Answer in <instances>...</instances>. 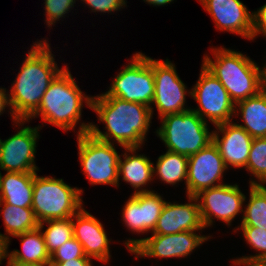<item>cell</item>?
Segmentation results:
<instances>
[{
    "label": "cell",
    "mask_w": 266,
    "mask_h": 266,
    "mask_svg": "<svg viewBox=\"0 0 266 266\" xmlns=\"http://www.w3.org/2000/svg\"><path fill=\"white\" fill-rule=\"evenodd\" d=\"M91 110L97 114L99 123L105 125L103 130L106 131L102 132L99 126L92 122L83 121L77 129V135L90 133L99 140L117 143L122 149L142 148V145H145L153 119L150 107L108 96L104 92L92 97Z\"/></svg>",
    "instance_id": "1"
},
{
    "label": "cell",
    "mask_w": 266,
    "mask_h": 266,
    "mask_svg": "<svg viewBox=\"0 0 266 266\" xmlns=\"http://www.w3.org/2000/svg\"><path fill=\"white\" fill-rule=\"evenodd\" d=\"M49 42L45 38L33 42L12 81L8 95L17 120H28L38 110L49 84L68 66L57 65Z\"/></svg>",
    "instance_id": "2"
},
{
    "label": "cell",
    "mask_w": 266,
    "mask_h": 266,
    "mask_svg": "<svg viewBox=\"0 0 266 266\" xmlns=\"http://www.w3.org/2000/svg\"><path fill=\"white\" fill-rule=\"evenodd\" d=\"M210 52L212 58L205 53L202 65L221 82L235 104L264 89V67L249 56L224 46L211 47Z\"/></svg>",
    "instance_id": "3"
},
{
    "label": "cell",
    "mask_w": 266,
    "mask_h": 266,
    "mask_svg": "<svg viewBox=\"0 0 266 266\" xmlns=\"http://www.w3.org/2000/svg\"><path fill=\"white\" fill-rule=\"evenodd\" d=\"M92 97L81 91L66 66L49 84L38 110L27 121L40 116L45 124L47 122L65 133L70 130L76 133L75 127L81 121L82 109L85 105L91 109Z\"/></svg>",
    "instance_id": "4"
},
{
    "label": "cell",
    "mask_w": 266,
    "mask_h": 266,
    "mask_svg": "<svg viewBox=\"0 0 266 266\" xmlns=\"http://www.w3.org/2000/svg\"><path fill=\"white\" fill-rule=\"evenodd\" d=\"M83 189L61 178L34 174L32 210L38 222L73 217L83 207Z\"/></svg>",
    "instance_id": "5"
},
{
    "label": "cell",
    "mask_w": 266,
    "mask_h": 266,
    "mask_svg": "<svg viewBox=\"0 0 266 266\" xmlns=\"http://www.w3.org/2000/svg\"><path fill=\"white\" fill-rule=\"evenodd\" d=\"M160 120L155 133L167 151L190 157L213 141V130L210 131L209 124L192 109Z\"/></svg>",
    "instance_id": "6"
},
{
    "label": "cell",
    "mask_w": 266,
    "mask_h": 266,
    "mask_svg": "<svg viewBox=\"0 0 266 266\" xmlns=\"http://www.w3.org/2000/svg\"><path fill=\"white\" fill-rule=\"evenodd\" d=\"M82 172L91 185L120 186L119 159L115 144L99 140L90 133L76 135Z\"/></svg>",
    "instance_id": "7"
},
{
    "label": "cell",
    "mask_w": 266,
    "mask_h": 266,
    "mask_svg": "<svg viewBox=\"0 0 266 266\" xmlns=\"http://www.w3.org/2000/svg\"><path fill=\"white\" fill-rule=\"evenodd\" d=\"M128 61L115 78H112L111 86L105 93L151 108L155 91L152 58L142 52H136Z\"/></svg>",
    "instance_id": "8"
},
{
    "label": "cell",
    "mask_w": 266,
    "mask_h": 266,
    "mask_svg": "<svg viewBox=\"0 0 266 266\" xmlns=\"http://www.w3.org/2000/svg\"><path fill=\"white\" fill-rule=\"evenodd\" d=\"M196 232L183 231L170 235H151L140 239L129 238L123 244L136 259L140 257L185 258L213 237Z\"/></svg>",
    "instance_id": "9"
},
{
    "label": "cell",
    "mask_w": 266,
    "mask_h": 266,
    "mask_svg": "<svg viewBox=\"0 0 266 266\" xmlns=\"http://www.w3.org/2000/svg\"><path fill=\"white\" fill-rule=\"evenodd\" d=\"M191 98L198 104L191 108L204 121L218 125L233 121L235 103L221 82L202 64L199 78L191 88Z\"/></svg>",
    "instance_id": "10"
},
{
    "label": "cell",
    "mask_w": 266,
    "mask_h": 266,
    "mask_svg": "<svg viewBox=\"0 0 266 266\" xmlns=\"http://www.w3.org/2000/svg\"><path fill=\"white\" fill-rule=\"evenodd\" d=\"M152 70L155 82L154 98L151 105L152 116L153 106L156 107L158 118L188 111L186 96L191 97V89L179 77L174 63L166 60L152 58Z\"/></svg>",
    "instance_id": "11"
},
{
    "label": "cell",
    "mask_w": 266,
    "mask_h": 266,
    "mask_svg": "<svg viewBox=\"0 0 266 266\" xmlns=\"http://www.w3.org/2000/svg\"><path fill=\"white\" fill-rule=\"evenodd\" d=\"M27 120H17L15 127L17 133L2 140L0 151V169L6 172H37L39 167L35 164L36 147L40 138L41 125L31 127Z\"/></svg>",
    "instance_id": "12"
},
{
    "label": "cell",
    "mask_w": 266,
    "mask_h": 266,
    "mask_svg": "<svg viewBox=\"0 0 266 266\" xmlns=\"http://www.w3.org/2000/svg\"><path fill=\"white\" fill-rule=\"evenodd\" d=\"M245 196L236 183H225L196 194L204 227L208 229L213 226L214 219L230 227L235 217L243 213Z\"/></svg>",
    "instance_id": "13"
},
{
    "label": "cell",
    "mask_w": 266,
    "mask_h": 266,
    "mask_svg": "<svg viewBox=\"0 0 266 266\" xmlns=\"http://www.w3.org/2000/svg\"><path fill=\"white\" fill-rule=\"evenodd\" d=\"M227 170L217 145L212 141L188 157L186 196H195L204 189L225 184L222 180Z\"/></svg>",
    "instance_id": "14"
},
{
    "label": "cell",
    "mask_w": 266,
    "mask_h": 266,
    "mask_svg": "<svg viewBox=\"0 0 266 266\" xmlns=\"http://www.w3.org/2000/svg\"><path fill=\"white\" fill-rule=\"evenodd\" d=\"M210 14L215 28L251 41L253 12L240 0H197Z\"/></svg>",
    "instance_id": "15"
},
{
    "label": "cell",
    "mask_w": 266,
    "mask_h": 266,
    "mask_svg": "<svg viewBox=\"0 0 266 266\" xmlns=\"http://www.w3.org/2000/svg\"><path fill=\"white\" fill-rule=\"evenodd\" d=\"M74 238L82 245L86 257L109 263L110 242L104 225L84 206L72 217Z\"/></svg>",
    "instance_id": "16"
},
{
    "label": "cell",
    "mask_w": 266,
    "mask_h": 266,
    "mask_svg": "<svg viewBox=\"0 0 266 266\" xmlns=\"http://www.w3.org/2000/svg\"><path fill=\"white\" fill-rule=\"evenodd\" d=\"M187 203L166 201L152 235H170L183 231L205 230L201 219L198 201L195 196H188Z\"/></svg>",
    "instance_id": "17"
},
{
    "label": "cell",
    "mask_w": 266,
    "mask_h": 266,
    "mask_svg": "<svg viewBox=\"0 0 266 266\" xmlns=\"http://www.w3.org/2000/svg\"><path fill=\"white\" fill-rule=\"evenodd\" d=\"M252 141L253 138L234 121L215 125L213 129V142L228 169L246 168Z\"/></svg>",
    "instance_id": "18"
},
{
    "label": "cell",
    "mask_w": 266,
    "mask_h": 266,
    "mask_svg": "<svg viewBox=\"0 0 266 266\" xmlns=\"http://www.w3.org/2000/svg\"><path fill=\"white\" fill-rule=\"evenodd\" d=\"M142 148H124L119 159L118 180H123L134 188L133 194L155 191L148 189L153 180V162L145 154H138ZM123 159H122V158ZM147 189H146V188Z\"/></svg>",
    "instance_id": "19"
},
{
    "label": "cell",
    "mask_w": 266,
    "mask_h": 266,
    "mask_svg": "<svg viewBox=\"0 0 266 266\" xmlns=\"http://www.w3.org/2000/svg\"><path fill=\"white\" fill-rule=\"evenodd\" d=\"M234 116L242 118L243 123L236 124L252 138L266 137V89L235 104Z\"/></svg>",
    "instance_id": "20"
},
{
    "label": "cell",
    "mask_w": 266,
    "mask_h": 266,
    "mask_svg": "<svg viewBox=\"0 0 266 266\" xmlns=\"http://www.w3.org/2000/svg\"><path fill=\"white\" fill-rule=\"evenodd\" d=\"M36 172H6L0 175V201L22 208L32 207L33 181Z\"/></svg>",
    "instance_id": "21"
},
{
    "label": "cell",
    "mask_w": 266,
    "mask_h": 266,
    "mask_svg": "<svg viewBox=\"0 0 266 266\" xmlns=\"http://www.w3.org/2000/svg\"><path fill=\"white\" fill-rule=\"evenodd\" d=\"M19 238L21 251L14 249L8 251V264H29L50 262L51 255L47 251L45 240L38 228L27 231L12 238Z\"/></svg>",
    "instance_id": "22"
},
{
    "label": "cell",
    "mask_w": 266,
    "mask_h": 266,
    "mask_svg": "<svg viewBox=\"0 0 266 266\" xmlns=\"http://www.w3.org/2000/svg\"><path fill=\"white\" fill-rule=\"evenodd\" d=\"M188 157L178 153L167 151L160 155L153 163V178L159 181L175 186L184 181L185 189L187 182Z\"/></svg>",
    "instance_id": "23"
},
{
    "label": "cell",
    "mask_w": 266,
    "mask_h": 266,
    "mask_svg": "<svg viewBox=\"0 0 266 266\" xmlns=\"http://www.w3.org/2000/svg\"><path fill=\"white\" fill-rule=\"evenodd\" d=\"M0 209L5 229L3 236L9 241V246L11 237L39 227L32 208L16 207L0 201Z\"/></svg>",
    "instance_id": "24"
},
{
    "label": "cell",
    "mask_w": 266,
    "mask_h": 266,
    "mask_svg": "<svg viewBox=\"0 0 266 266\" xmlns=\"http://www.w3.org/2000/svg\"><path fill=\"white\" fill-rule=\"evenodd\" d=\"M249 189V198L246 199L245 196L243 205L246 207L243 206V215L239 226H254L266 230V187L249 185Z\"/></svg>",
    "instance_id": "25"
},
{
    "label": "cell",
    "mask_w": 266,
    "mask_h": 266,
    "mask_svg": "<svg viewBox=\"0 0 266 266\" xmlns=\"http://www.w3.org/2000/svg\"><path fill=\"white\" fill-rule=\"evenodd\" d=\"M45 224L47 225L46 229L44 228ZM39 229L43 234L47 251L50 255L74 237L72 217L40 222Z\"/></svg>",
    "instance_id": "26"
},
{
    "label": "cell",
    "mask_w": 266,
    "mask_h": 266,
    "mask_svg": "<svg viewBox=\"0 0 266 266\" xmlns=\"http://www.w3.org/2000/svg\"><path fill=\"white\" fill-rule=\"evenodd\" d=\"M246 171L251 174L249 185L266 184V137L253 138Z\"/></svg>",
    "instance_id": "27"
},
{
    "label": "cell",
    "mask_w": 266,
    "mask_h": 266,
    "mask_svg": "<svg viewBox=\"0 0 266 266\" xmlns=\"http://www.w3.org/2000/svg\"><path fill=\"white\" fill-rule=\"evenodd\" d=\"M166 201L158 192L141 193V208L143 215V234L151 233L158 221Z\"/></svg>",
    "instance_id": "28"
},
{
    "label": "cell",
    "mask_w": 266,
    "mask_h": 266,
    "mask_svg": "<svg viewBox=\"0 0 266 266\" xmlns=\"http://www.w3.org/2000/svg\"><path fill=\"white\" fill-rule=\"evenodd\" d=\"M122 221L129 231L143 235L141 193L131 194L122 208Z\"/></svg>",
    "instance_id": "29"
},
{
    "label": "cell",
    "mask_w": 266,
    "mask_h": 266,
    "mask_svg": "<svg viewBox=\"0 0 266 266\" xmlns=\"http://www.w3.org/2000/svg\"><path fill=\"white\" fill-rule=\"evenodd\" d=\"M234 233L242 231L244 241L256 251L255 255H243L244 258L266 260V230L254 226L235 227Z\"/></svg>",
    "instance_id": "30"
},
{
    "label": "cell",
    "mask_w": 266,
    "mask_h": 266,
    "mask_svg": "<svg viewBox=\"0 0 266 266\" xmlns=\"http://www.w3.org/2000/svg\"><path fill=\"white\" fill-rule=\"evenodd\" d=\"M45 23L48 28L54 26L62 18L64 19L71 10L76 6L79 0H44Z\"/></svg>",
    "instance_id": "31"
},
{
    "label": "cell",
    "mask_w": 266,
    "mask_h": 266,
    "mask_svg": "<svg viewBox=\"0 0 266 266\" xmlns=\"http://www.w3.org/2000/svg\"><path fill=\"white\" fill-rule=\"evenodd\" d=\"M86 257L82 245L73 237L51 254L50 263H60Z\"/></svg>",
    "instance_id": "32"
},
{
    "label": "cell",
    "mask_w": 266,
    "mask_h": 266,
    "mask_svg": "<svg viewBox=\"0 0 266 266\" xmlns=\"http://www.w3.org/2000/svg\"><path fill=\"white\" fill-rule=\"evenodd\" d=\"M93 13H114L127 6V0H81Z\"/></svg>",
    "instance_id": "33"
},
{
    "label": "cell",
    "mask_w": 266,
    "mask_h": 266,
    "mask_svg": "<svg viewBox=\"0 0 266 266\" xmlns=\"http://www.w3.org/2000/svg\"><path fill=\"white\" fill-rule=\"evenodd\" d=\"M260 35L266 38V4L253 11L251 41Z\"/></svg>",
    "instance_id": "34"
},
{
    "label": "cell",
    "mask_w": 266,
    "mask_h": 266,
    "mask_svg": "<svg viewBox=\"0 0 266 266\" xmlns=\"http://www.w3.org/2000/svg\"><path fill=\"white\" fill-rule=\"evenodd\" d=\"M7 91V92H6ZM8 90L6 88L0 87V116L3 115L6 107L9 109L7 110L10 114V117L13 119V123L17 121L16 117L14 116L10 102H9V95Z\"/></svg>",
    "instance_id": "35"
},
{
    "label": "cell",
    "mask_w": 266,
    "mask_h": 266,
    "mask_svg": "<svg viewBox=\"0 0 266 266\" xmlns=\"http://www.w3.org/2000/svg\"><path fill=\"white\" fill-rule=\"evenodd\" d=\"M231 262L235 266H266V260L250 259L241 256L236 257Z\"/></svg>",
    "instance_id": "36"
},
{
    "label": "cell",
    "mask_w": 266,
    "mask_h": 266,
    "mask_svg": "<svg viewBox=\"0 0 266 266\" xmlns=\"http://www.w3.org/2000/svg\"><path fill=\"white\" fill-rule=\"evenodd\" d=\"M91 258H76L60 263H51L52 266H93Z\"/></svg>",
    "instance_id": "37"
},
{
    "label": "cell",
    "mask_w": 266,
    "mask_h": 266,
    "mask_svg": "<svg viewBox=\"0 0 266 266\" xmlns=\"http://www.w3.org/2000/svg\"><path fill=\"white\" fill-rule=\"evenodd\" d=\"M8 251H9V241L0 232V264L3 260H7L6 265H8Z\"/></svg>",
    "instance_id": "38"
},
{
    "label": "cell",
    "mask_w": 266,
    "mask_h": 266,
    "mask_svg": "<svg viewBox=\"0 0 266 266\" xmlns=\"http://www.w3.org/2000/svg\"><path fill=\"white\" fill-rule=\"evenodd\" d=\"M146 4L153 5V6H164L167 4L172 3L174 0H143Z\"/></svg>",
    "instance_id": "39"
},
{
    "label": "cell",
    "mask_w": 266,
    "mask_h": 266,
    "mask_svg": "<svg viewBox=\"0 0 266 266\" xmlns=\"http://www.w3.org/2000/svg\"><path fill=\"white\" fill-rule=\"evenodd\" d=\"M7 266H52L50 262L29 263V264H8Z\"/></svg>",
    "instance_id": "40"
},
{
    "label": "cell",
    "mask_w": 266,
    "mask_h": 266,
    "mask_svg": "<svg viewBox=\"0 0 266 266\" xmlns=\"http://www.w3.org/2000/svg\"><path fill=\"white\" fill-rule=\"evenodd\" d=\"M266 62V61H265ZM264 67V88L266 89V63L262 64Z\"/></svg>",
    "instance_id": "41"
},
{
    "label": "cell",
    "mask_w": 266,
    "mask_h": 266,
    "mask_svg": "<svg viewBox=\"0 0 266 266\" xmlns=\"http://www.w3.org/2000/svg\"><path fill=\"white\" fill-rule=\"evenodd\" d=\"M1 146H2V139L0 138V151H1Z\"/></svg>",
    "instance_id": "42"
}]
</instances>
